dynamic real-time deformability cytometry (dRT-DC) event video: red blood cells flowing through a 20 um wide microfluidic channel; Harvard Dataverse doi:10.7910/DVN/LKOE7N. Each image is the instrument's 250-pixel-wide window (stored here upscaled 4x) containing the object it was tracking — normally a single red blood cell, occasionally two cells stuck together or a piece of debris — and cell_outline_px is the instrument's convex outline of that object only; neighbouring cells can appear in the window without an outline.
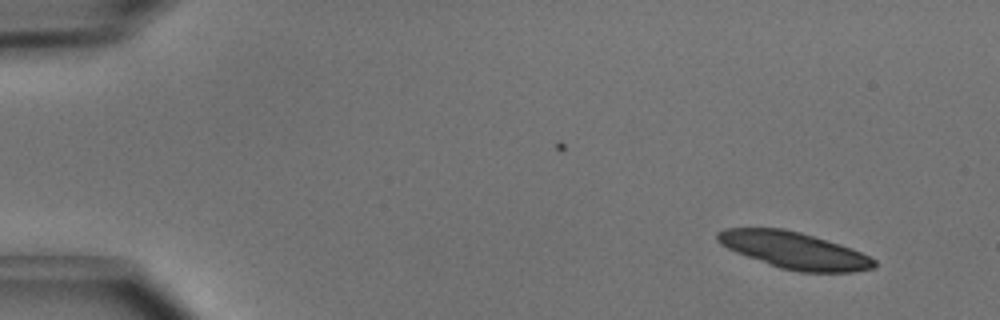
{"species": "common noctule bat (a hibernating species)", "species_latin": "Nyctalus noctula", "temperature_condition": "cold", "stored_images_in_passage": 4, "camera_frame_rate_fps": 3000, "um_per_image_px": 0.085, "animal": {"sex": "male", "body_mass_g": 15.6}, "frame": {"image": 1, "passage_image": 1, "time_ms": 0.0, "image_size_px": [1000, 320], "cell_outline_px": [[876, 268], [852, 272], [800, 272], [780, 268], [768, 264], [736, 252], [720, 244], [716, 240], [716, 232], [724, 228], [784, 228], [800, 232], [840, 244], [852, 248], [876, 260]], "centroid_in_image_um": [67.5, 21.28], "position_along_channel_um": 17.5, "area_um2": 33.52}}